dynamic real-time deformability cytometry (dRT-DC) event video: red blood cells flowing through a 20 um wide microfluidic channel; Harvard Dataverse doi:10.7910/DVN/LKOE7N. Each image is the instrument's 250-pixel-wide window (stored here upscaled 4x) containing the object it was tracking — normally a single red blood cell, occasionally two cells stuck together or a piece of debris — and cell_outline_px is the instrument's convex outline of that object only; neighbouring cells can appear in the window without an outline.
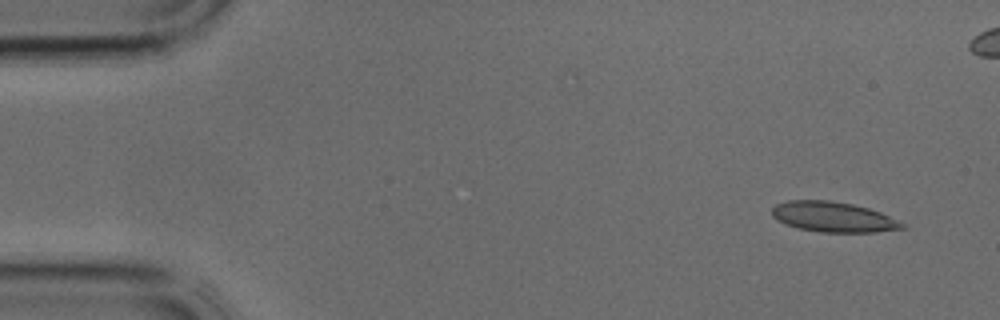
{"species": "common noctule bat (a hibernating species)", "species_latin": "Nyctalus noctula", "temperature_condition": "cold", "stored_images_in_passage": 38, "camera_frame_rate_fps": 3000, "um_per_image_px": 0.085, "animal": {"sex": "male", "body_mass_g": 17.9, "forearm_length_mm": 54.2}, "frame": {"image": 1, "passage_image": 1, "time_ms": 0.0, "image_size_px": [1000, 320], "cell_outline_px": [[908, 228], [876, 232], [820, 232], [800, 228], [784, 224], [776, 220], [772, 216], [772, 208], [776, 204], [788, 200], [828, 200], [852, 204], [868, 208], [880, 212], [908, 224]], "centroid_in_image_um": [70.86, 18.44], "position_along_channel_um": 14.1, "area_um2": 23.12}}
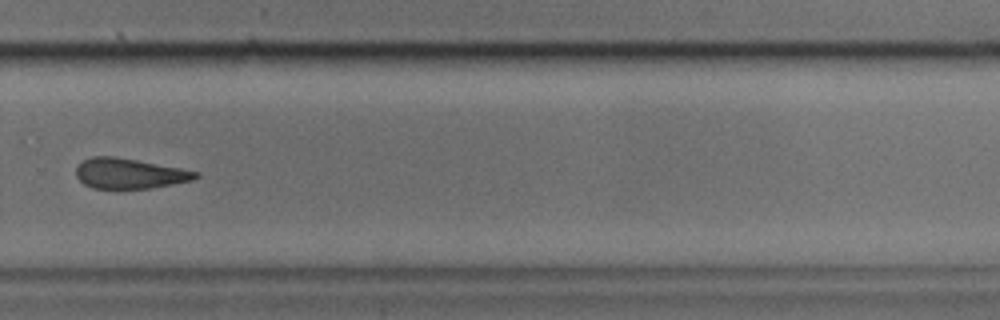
{"frame": {"image": 2, "passage_image": 25, "time_ms": 8.0, "image_size_px": [1000, 320], "cell_outline_px": [[200, 176], [192, 180], [172, 184], [148, 188], [92, 188], [84, 184], [76, 176], [76, 164], [92, 156], [116, 156], [180, 168], [200, 172]], "centroid_in_image_um": [10.98, 14.73], "position_along_channel_um": 318.8, "area_um2": 21.04}}
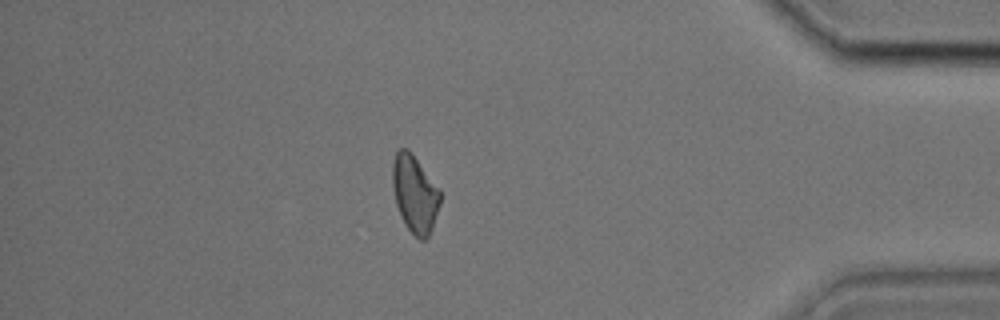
{"frame": {"image": 3, "passage_image": 32, "time_ms": 10.333, "image_size_px": [1000, 320], "cell_outline_px": [[440, 204], [432, 228], [428, 236], [424, 240], [420, 240], [404, 224], [396, 204], [392, 184], [392, 164], [396, 152], [400, 148], [408, 148], [412, 152], [440, 188]], "centroid_in_image_um": [35.26, 16.44], "position_along_channel_um": 399.9, "area_um2": 21.62}}